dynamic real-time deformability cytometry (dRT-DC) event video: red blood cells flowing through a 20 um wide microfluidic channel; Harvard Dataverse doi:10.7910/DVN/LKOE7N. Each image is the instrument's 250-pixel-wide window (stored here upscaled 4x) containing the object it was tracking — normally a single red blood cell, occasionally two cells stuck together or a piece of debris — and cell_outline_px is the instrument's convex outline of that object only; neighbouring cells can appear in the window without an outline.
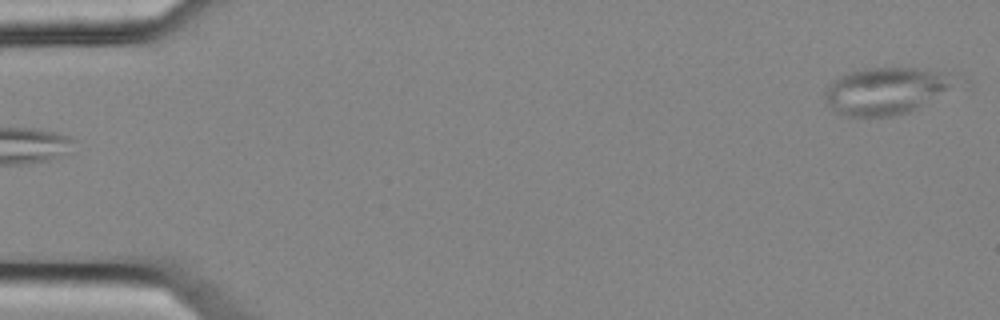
{"species": "common noctule bat (a hibernating species)", "species_latin": "Nyctalus noctula", "temperature_condition": "cold", "stored_images_in_passage": 5, "camera_frame_rate_fps": 3000, "um_per_image_px": 0.085, "animal": {"sex": "female", "body_mass_g": 25.1}, "frame": {"image": 1, "passage_image": 5, "time_ms": 1.333, "image_size_px": [1000, 320], "cell_outline_px": [[956, 80], [908, 112], [892, 116], [844, 116], [836, 112], [824, 100], [824, 92], [828, 84], [840, 76], [864, 68], [916, 68], [948, 72]], "centroid_in_image_um": [75.14, 7.71], "position_along_channel_um": 9.9, "area_um2": 34.39}}